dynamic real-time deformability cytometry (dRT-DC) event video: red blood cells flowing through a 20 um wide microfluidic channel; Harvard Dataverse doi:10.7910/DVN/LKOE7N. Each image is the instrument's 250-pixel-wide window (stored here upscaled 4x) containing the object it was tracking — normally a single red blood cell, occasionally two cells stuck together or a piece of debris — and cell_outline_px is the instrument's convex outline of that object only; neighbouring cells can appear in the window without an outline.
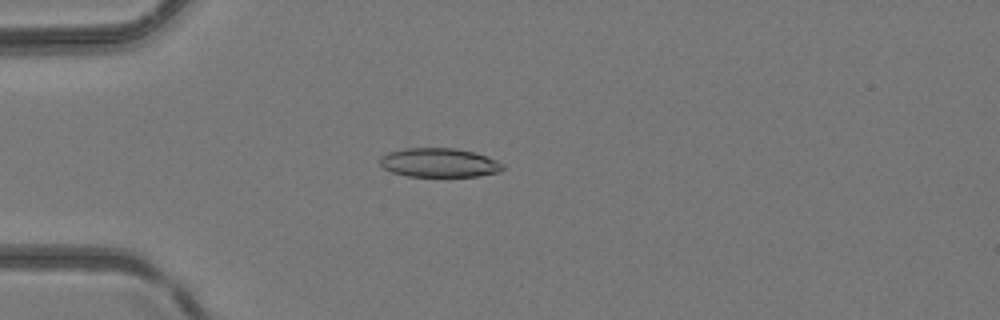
{"species": "common noctule bat (a hibernating species)", "species_latin": "Nyctalus noctula", "temperature_condition": "room temperature", "stored_images_in_passage": 48, "camera_frame_rate_fps": 3000, "um_per_image_px": 0.085, "animal": {"sex": "female", "body_mass_g": 24.6, "forearm_length_mm": 56.2}, "frame": {"image": 1, "passage_image": 14, "time_ms": 4.333, "image_size_px": [1000, 320], "cell_outline_px": [[504, 168], [496, 172], [476, 176], [408, 176], [392, 172], [384, 168], [380, 164], [380, 156], [388, 152], [404, 148], [456, 148], [472, 152], [496, 160], [504, 164]], "centroid_in_image_um": [37.28, 13.82], "position_along_channel_um": 47.7, "area_um2": 20.58}}
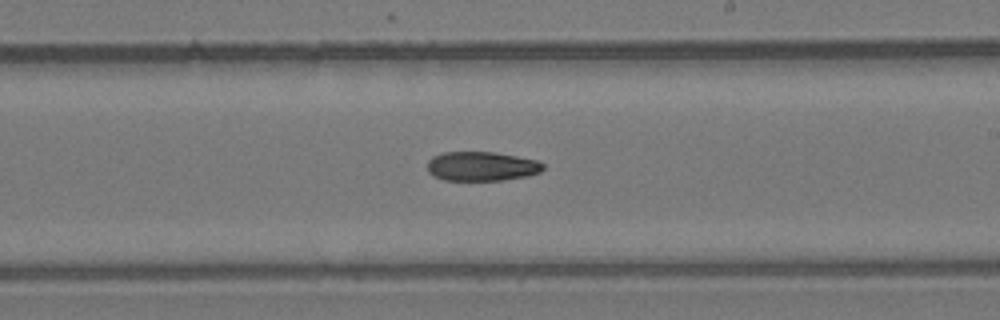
{"frame": {"image": 2, "passage_image": 29, "time_ms": 9.333, "image_size_px": [1000, 320], "cell_outline_px": [[544, 168], [540, 172], [528, 176], [504, 180], [444, 180], [432, 176], [428, 172], [428, 160], [432, 156], [444, 152], [492, 152], [516, 156], [536, 160], [544, 164]], "centroid_in_image_um": [40.92, 14.14], "position_along_channel_um": 248.1, "area_um2": 19.83}}
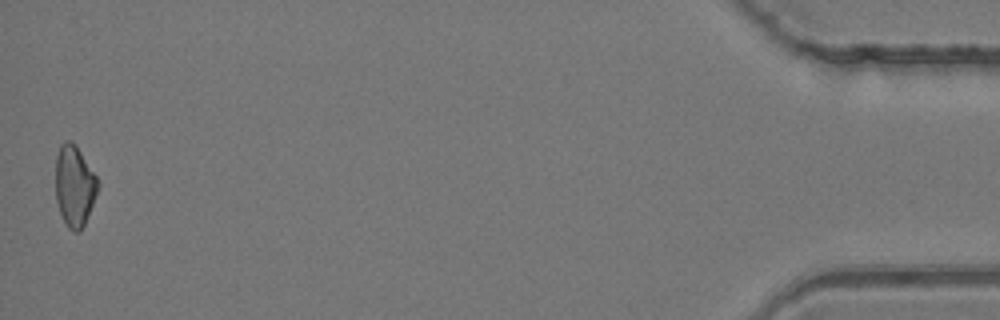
{"frame": {"image": 3, "passage_image": 48, "time_ms": 15.667, "image_size_px": [1000, 320], "cell_outline_px": [[100, 184], [84, 224], [80, 232], [72, 232], [64, 224], [56, 200], [56, 156], [60, 144], [64, 140], [72, 140], [76, 144], [96, 176]], "centroid_in_image_um": [6.31, 15.78], "position_along_channel_um": 428.9, "area_um2": 20.06}}